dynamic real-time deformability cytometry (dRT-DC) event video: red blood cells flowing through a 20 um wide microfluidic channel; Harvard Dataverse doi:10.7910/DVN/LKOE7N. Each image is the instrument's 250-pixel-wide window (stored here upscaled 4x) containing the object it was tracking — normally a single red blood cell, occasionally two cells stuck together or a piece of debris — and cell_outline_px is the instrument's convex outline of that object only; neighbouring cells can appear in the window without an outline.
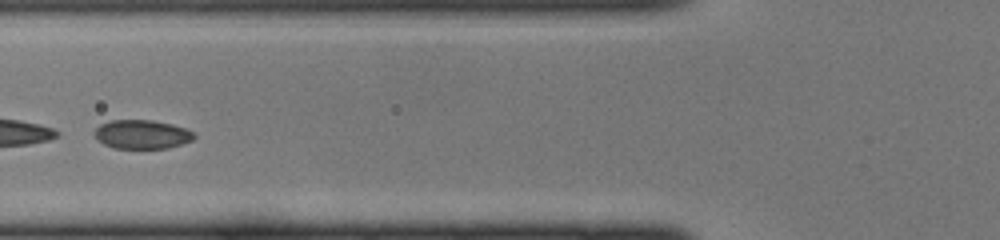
{"species": "common noctule bat (a hibernating species)", "species_latin": "Nyctalus noctula", "temperature_condition": "cold", "stored_images_in_passage": 32, "camera_frame_rate_fps": 3000, "um_per_image_px": 0.085, "animal": {"sex": "female", "body_mass_g": 22.0, "forearm_length_mm": 56.7}, "frame": {"image": 1, "passage_image": 5, "time_ms": 1.333, "image_size_px": [1000, 240], "cell_outline_px": [[196, 136], [192, 140], [168, 148], [112, 148], [96, 140], [92, 132], [100, 124], [112, 120], [152, 120], [172, 124], [196, 132]], "centroid_in_image_um": [12.04, 11.42], "position_along_channel_um": 113.8, "area_um2": 16.94}}